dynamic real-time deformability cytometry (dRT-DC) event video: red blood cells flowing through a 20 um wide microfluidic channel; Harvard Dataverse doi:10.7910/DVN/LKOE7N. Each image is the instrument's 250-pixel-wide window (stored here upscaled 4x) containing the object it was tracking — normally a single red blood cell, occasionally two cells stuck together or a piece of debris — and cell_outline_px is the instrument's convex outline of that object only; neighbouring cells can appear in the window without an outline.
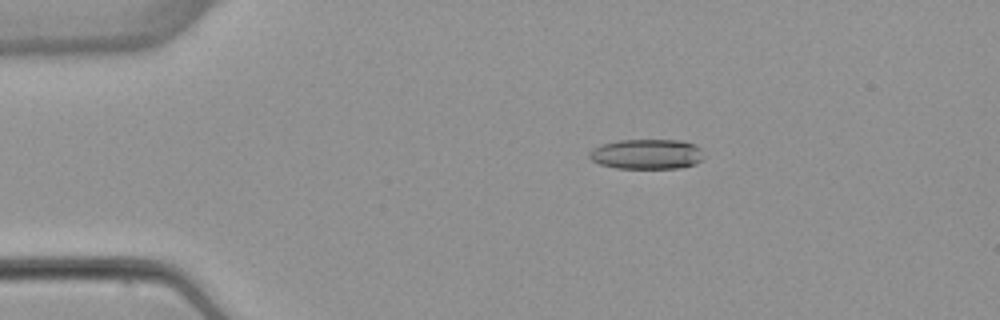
{"species": "common noctule bat (a hibernating species)", "species_latin": "Nyctalus noctula", "temperature_condition": "warm", "stored_images_in_passage": 7, "camera_frame_rate_fps": 3000, "um_per_image_px": 0.085, "animal": {"sex": "female", "body_mass_g": 22.7, "forearm_length_mm": 54.2}, "frame": {"image": 1, "passage_image": 3, "time_ms": 2.667, "image_size_px": [1000, 320], "cell_outline_px": [[704, 160], [696, 164], [680, 168], [616, 168], [600, 164], [592, 160], [588, 156], [588, 152], [600, 144], [616, 140], [680, 140], [696, 144], [700, 148]], "centroid_in_image_um": [54.99, 13.09], "position_along_channel_um": 30.0, "area_um2": 20.29}}
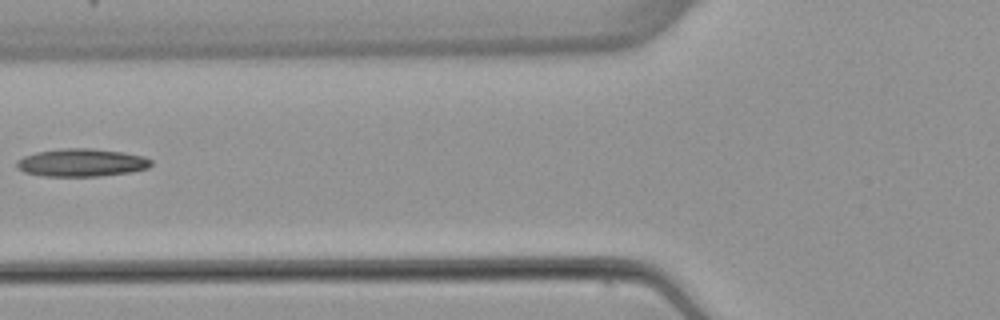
{"frame": {"image": 2, "passage_image": 6, "time_ms": 6.333, "image_size_px": [1000, 320], "cell_outline_px": [[152, 164], [148, 168], [132, 172], [100, 176], [44, 176], [24, 172], [16, 168], [16, 160], [24, 156], [36, 152], [64, 148], [92, 148], [124, 152], [144, 156], [152, 160]], "centroid_in_image_um": [6.94, 13.82], "position_along_channel_um": 118.9, "area_um2": 22.02}}
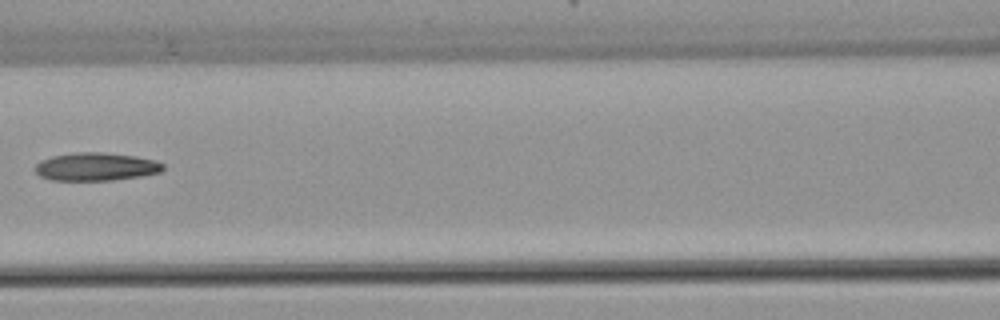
{"frame": {"image": 3, "passage_image": 7, "time_ms": 7.333, "image_size_px": [1000, 320], "cell_outline_px": [[164, 168], [160, 172], [140, 176], [112, 180], [52, 180], [40, 176], [32, 168], [40, 160], [52, 156], [76, 152], [100, 152], [136, 156], [156, 160], [164, 164]], "centroid_in_image_um": [8.14, 14.16], "position_along_channel_um": 158.5, "area_um2": 20.98}}